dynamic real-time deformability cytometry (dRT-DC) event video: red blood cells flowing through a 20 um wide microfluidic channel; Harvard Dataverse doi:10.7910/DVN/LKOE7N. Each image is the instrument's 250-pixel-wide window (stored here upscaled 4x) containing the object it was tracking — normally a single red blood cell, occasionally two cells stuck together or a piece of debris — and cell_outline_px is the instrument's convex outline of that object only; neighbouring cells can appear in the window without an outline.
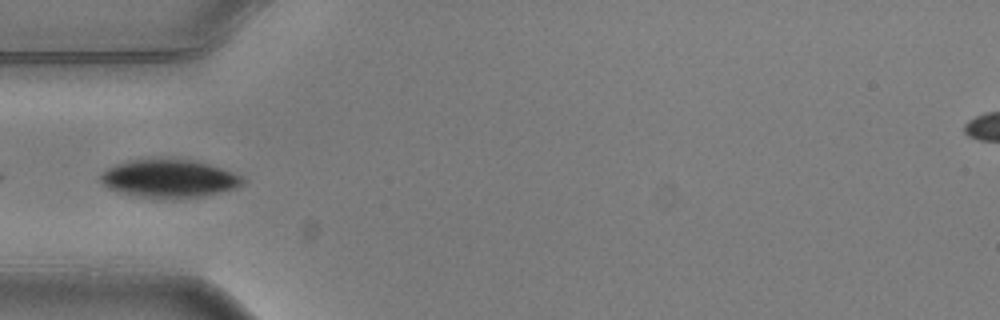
{"species": "common noctule bat (a hibernating species)", "species_latin": "Nyctalus noctula", "temperature_condition": "warm", "stored_images_in_passage": 7, "camera_frame_rate_fps": 3000, "um_per_image_px": 0.085, "animal": {"sex": "male", "body_mass_g": 20.5, "forearm_length_mm": 52.5}, "frame": {"image": 1, "passage_image": 5, "time_ms": 1.333, "image_size_px": [1000, 320], "cell_outline_px": [[244, 184], [236, 188], [204, 196], [184, 200], [156, 200], [132, 196], [108, 188], [100, 180], [100, 176], [108, 168], [116, 164], [128, 160], [160, 156], [196, 160], [244, 176]], "centroid_in_image_um": [14.37, 15.18], "position_along_channel_um": 70.6, "area_um2": 33.0}}
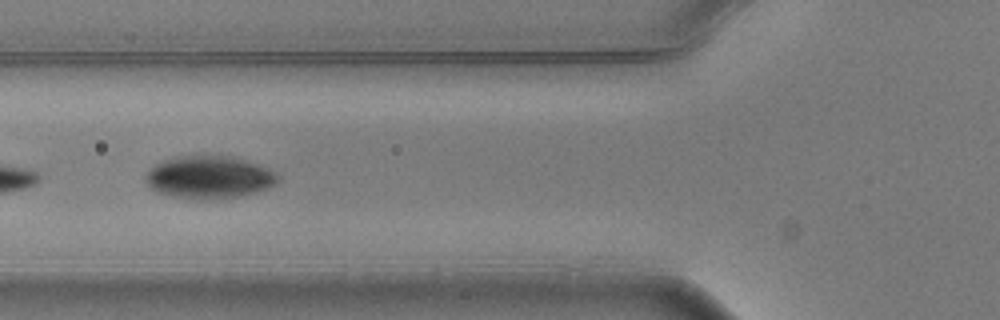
{"frame": {"image": 2, "passage_image": 6, "time_ms": 1.667, "image_size_px": [1000, 320], "cell_outline_px": [[280, 180], [276, 184], [256, 192], [240, 196], [212, 200], [196, 200], [172, 196], [160, 192], [152, 188], [144, 180], [144, 176], [156, 164], [172, 156], [232, 156], [268, 168], [276, 172], [280, 176]], "centroid_in_image_um": [17.79, 15.07], "position_along_channel_um": 108.0, "area_um2": 32.95}}